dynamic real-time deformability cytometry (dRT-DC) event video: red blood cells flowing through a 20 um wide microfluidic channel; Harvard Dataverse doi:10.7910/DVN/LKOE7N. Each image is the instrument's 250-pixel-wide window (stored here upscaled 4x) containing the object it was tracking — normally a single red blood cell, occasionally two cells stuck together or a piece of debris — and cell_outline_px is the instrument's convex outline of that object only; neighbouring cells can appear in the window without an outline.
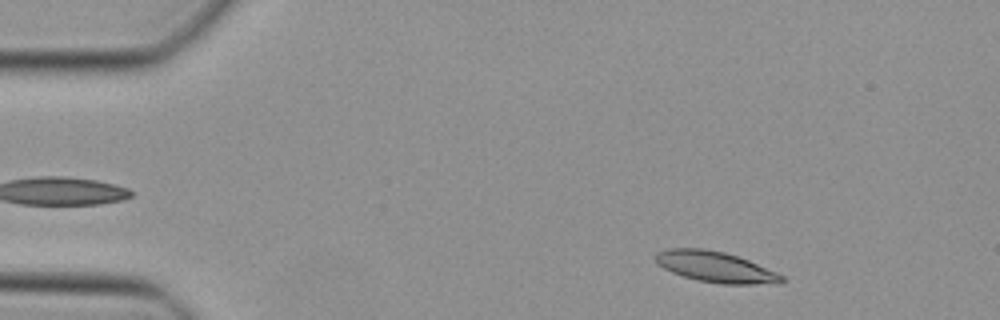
{"species": "Egyptian fruit bat (a non-hibernating species)", "species_latin": "Rousettus aegyptiacus", "temperature_condition": "cold", "stored_images_in_passage": 44, "camera_frame_rate_fps": 3000, "um_per_image_px": 0.085, "animal": {"sex": "female"}, "frame": {"image": 1, "passage_image": 4, "time_ms": 1.0, "image_size_px": [1000, 320], "cell_outline_px": [[788, 280], [780, 284], [720, 284], [700, 280], [684, 276], [672, 272], [664, 268], [652, 256], [656, 252], [668, 248], [704, 248], [724, 252], [748, 260], [776, 272], [784, 276]], "centroid_in_image_um": [60.85, 22.69], "position_along_channel_um": 24.2, "area_um2": 22.66}}
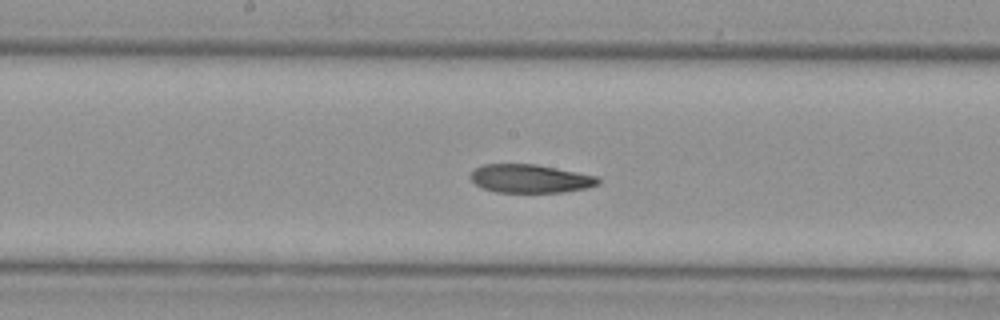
{"frame": {"image": 2, "passage_image": 22, "time_ms": 7.0, "image_size_px": [1000, 320], "cell_outline_px": [[600, 184], [588, 188], [564, 192], [496, 192], [484, 188], [476, 184], [472, 180], [472, 172], [476, 168], [484, 164], [536, 164], [596, 176], [600, 180]], "centroid_in_image_um": [45.11, 15.19], "position_along_channel_um": 203.1, "area_um2": 20.92}}
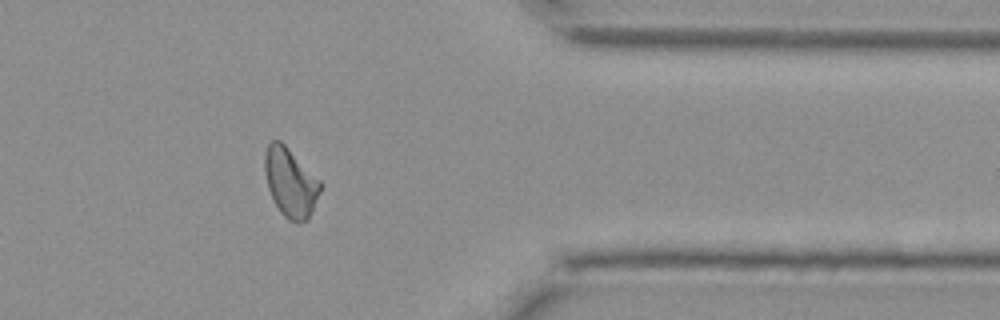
{"frame": {"image": 3, "passage_image": 36, "time_ms": 11.667, "image_size_px": [1000, 320], "cell_outline_px": [[324, 184], [308, 220], [296, 224], [288, 220], [280, 212], [268, 188], [264, 168], [264, 152], [268, 144], [272, 140], [280, 140]], "centroid_in_image_um": [24.7, 15.53], "position_along_channel_um": 386.7, "area_um2": 22.43}}